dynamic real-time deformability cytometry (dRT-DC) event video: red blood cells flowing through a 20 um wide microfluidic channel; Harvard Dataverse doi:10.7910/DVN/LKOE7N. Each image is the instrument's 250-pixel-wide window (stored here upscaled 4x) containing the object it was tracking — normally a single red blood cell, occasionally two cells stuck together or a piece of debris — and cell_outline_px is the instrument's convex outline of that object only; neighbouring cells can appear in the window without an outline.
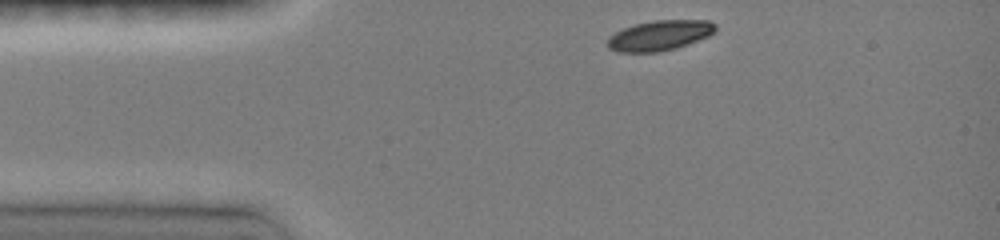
{"species": "common noctule bat (a hibernating species)", "species_latin": "Nyctalus noctula", "temperature_condition": "room temperature", "stored_images_in_passage": 34, "camera_frame_rate_fps": 3000, "um_per_image_px": 0.085, "animal": {"sex": "female", "body_mass_g": 19.0, "forearm_length_mm": 51.5}, "frame": {"image": 1, "passage_image": 1, "time_ms": 0.0, "image_size_px": [1000, 240], "cell_outline_px": [[716, 32], [708, 36], [688, 44], [676, 48], [660, 52], [616, 52], [608, 48], [608, 36], [624, 28], [636, 24], [652, 20], [708, 20], [716, 24]], "centroid_in_image_um": [56.08, 3.01], "position_along_channel_um": 28.9, "area_um2": 19.07}}
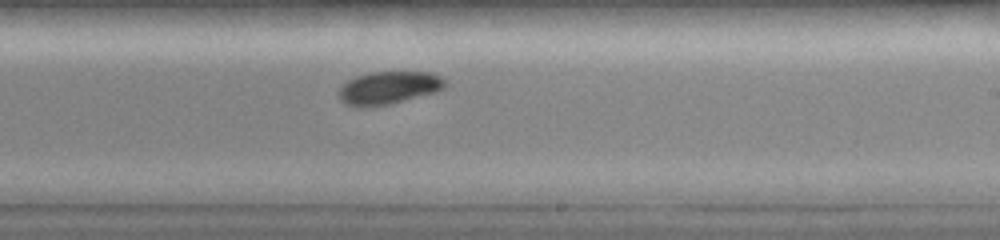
{"frame": {"image": 2, "passage_image": 22, "time_ms": 6.667, "image_size_px": [1000, 240], "cell_outline_px": [[448, 84], [444, 88], [436, 92], [372, 108], [356, 108], [340, 100], [340, 88], [348, 80], [356, 76], [368, 72], [432, 72], [440, 76]], "centroid_in_image_um": [33.04, 7.47], "position_along_channel_um": 256.0, "area_um2": 20.46}}
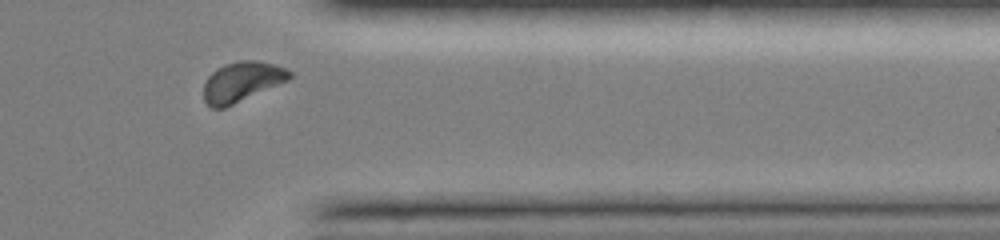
{"frame": {"image": 3, "passage_image": 31, "time_ms": 10.0, "image_size_px": [1000, 240], "cell_outline_px": [[292, 76], [288, 80], [224, 108], [212, 108], [204, 100], [204, 84], [208, 76], [216, 68], [224, 64], [240, 60], [256, 60], [288, 68], [292, 72]], "centroid_in_image_um": [20.55, 6.93], "position_along_channel_um": 390.8, "area_um2": 19.88}, "authors_computed_cell_mechanics": {"area_um2": 19.9988, "velocity_mm_per_s": 4.0476, "shape_relaxation_time_tau1_ms": 1.98, "shape_relaxation_time_tau2_ms": null, "deformation_change_tau1": 0.0863, "deformation_change_tau2": null}}